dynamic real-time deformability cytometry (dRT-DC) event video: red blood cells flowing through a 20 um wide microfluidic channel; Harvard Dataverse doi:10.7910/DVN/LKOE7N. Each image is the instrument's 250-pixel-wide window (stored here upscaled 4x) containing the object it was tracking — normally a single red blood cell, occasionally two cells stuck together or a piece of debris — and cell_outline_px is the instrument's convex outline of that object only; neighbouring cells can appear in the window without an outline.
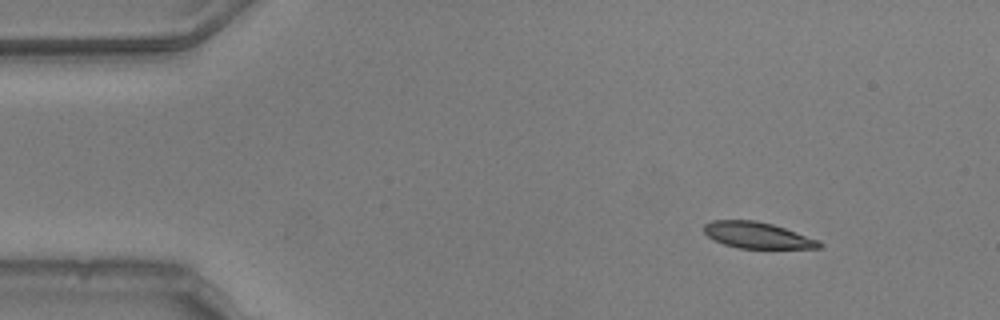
{"species": "common noctule bat (a hibernating species)", "species_latin": "Nyctalus noctula", "temperature_condition": "warm", "stored_images_in_passage": 49, "camera_frame_rate_fps": 3000, "um_per_image_px": 0.085, "animal": {"sex": "male", "body_mass_g": 20.5, "forearm_length_mm": 52.5}, "frame": {"image": 1, "passage_image": 1, "time_ms": 0.0, "image_size_px": [1000, 320], "cell_outline_px": [[824, 244], [820, 248], [740, 248], [724, 244], [708, 236], [704, 232], [704, 224], [712, 220], [756, 220], [772, 224], [820, 240]], "centroid_in_image_um": [64.39, 19.99], "position_along_channel_um": 20.6, "area_um2": 17.51}}
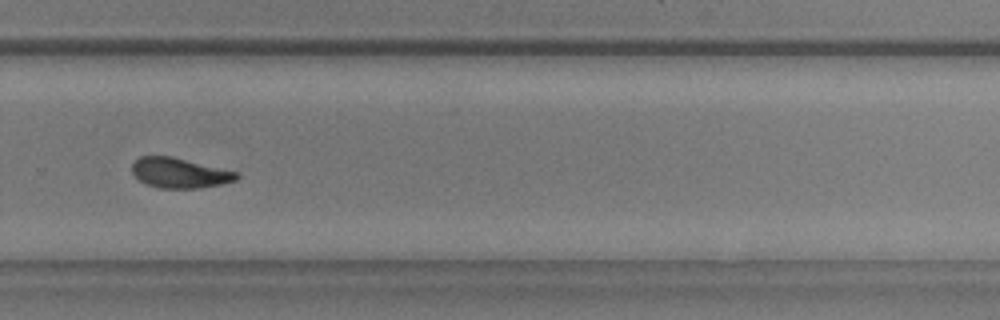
{"frame": {"image": 2, "passage_image": 31, "time_ms": 10.0, "image_size_px": [1000, 320], "cell_outline_px": [[240, 176], [236, 180], [220, 184], [196, 188], [160, 188], [148, 184], [140, 180], [132, 172], [132, 164], [140, 156], [172, 156], [240, 172]], "centroid_in_image_um": [15.3, 14.69], "position_along_channel_um": 314.5, "area_um2": 18.26}}
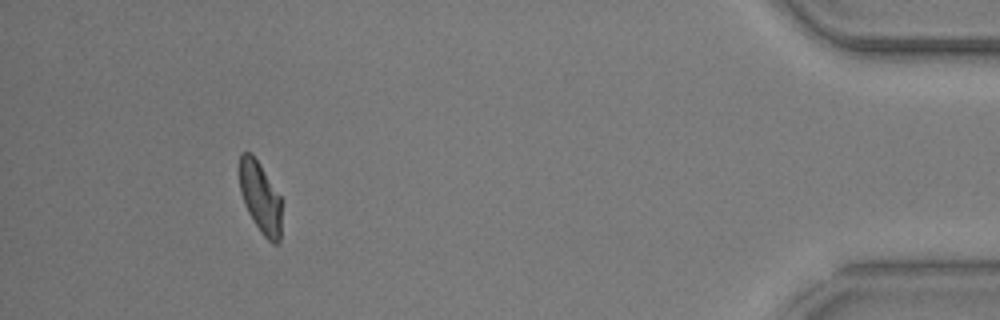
{"frame": {"image": 3, "passage_image": 44, "time_ms": 14.333, "image_size_px": [1000, 320], "cell_outline_px": [[280, 244], [272, 244], [264, 236], [248, 212], [244, 204], [240, 192], [240, 152], [252, 152], [260, 164], [280, 196]], "centroid_in_image_um": [22.11, 16.77], "position_along_channel_um": 413.1, "area_um2": 17.28}, "authors_computed_cell_mechanics": {"area_um2": 18.6116, "velocity_mm_per_s": 3.762, "shape_relaxation_time_tau1_ms": 3.4405, "shape_relaxation_time_tau2_ms": 5.1561, "deformation_change_tau1": 0.1502, "deformation_change_tau2": 0.0851}}